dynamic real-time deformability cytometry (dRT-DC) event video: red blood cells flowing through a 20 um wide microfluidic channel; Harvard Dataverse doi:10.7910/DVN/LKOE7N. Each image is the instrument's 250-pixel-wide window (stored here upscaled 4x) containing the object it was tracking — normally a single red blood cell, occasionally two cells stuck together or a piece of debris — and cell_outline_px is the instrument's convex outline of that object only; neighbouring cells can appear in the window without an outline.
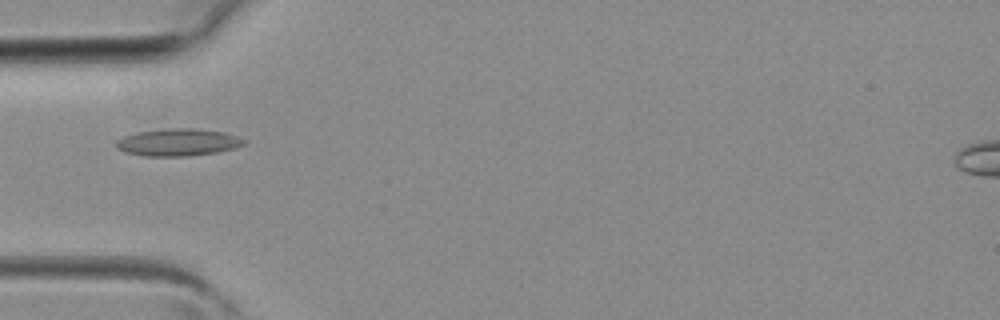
{"species": "common noctule bat (a hibernating species)", "species_latin": "Nyctalus noctula", "temperature_condition": "room temperature", "stored_images_in_passage": 5, "camera_frame_rate_fps": 3000, "um_per_image_px": 0.085, "animal": {"sex": "female", "body_mass_g": 19.3, "forearm_length_mm": 54.1}, "frame": {"image": 1, "passage_image": 2, "time_ms": 0.333, "image_size_px": [1000, 320], "cell_outline_px": [[248, 140], [244, 144], [236, 148], [216, 152], [188, 156], [144, 156], [124, 152], [116, 148], [116, 140], [124, 136], [136, 132], [164, 128], [196, 128], [224, 132]], "centroid_in_image_um": [15.12, 12.09], "position_along_channel_um": 69.9, "area_um2": 20.52}}
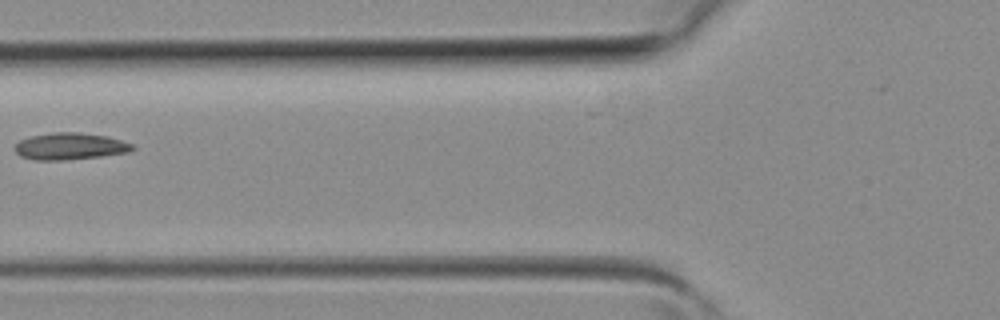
{"frame": {"image": 2, "passage_image": 3, "time_ms": 0.667, "image_size_px": [1000, 320], "cell_outline_px": [[136, 148], [128, 152], [100, 156], [64, 160], [36, 160], [20, 156], [12, 148], [20, 140], [28, 136], [52, 132], [80, 132], [108, 136], [136, 144]], "centroid_in_image_um": [5.96, 12.42], "position_along_channel_um": 119.8, "area_um2": 18.67}}
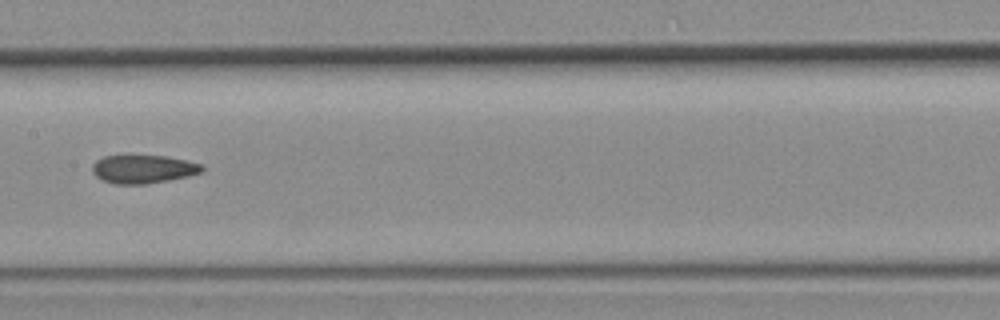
{"frame": {"image": 3, "passage_image": 5, "time_ms": 1.333, "image_size_px": [1000, 320], "cell_outline_px": [[204, 168], [200, 172], [188, 176], [168, 180], [144, 184], [112, 184], [100, 180], [92, 172], [92, 164], [96, 160], [104, 156], [164, 156], [184, 160], [200, 164]], "centroid_in_image_um": [12.1, 14.38], "position_along_channel_um": 195.3, "area_um2": 17.98}}